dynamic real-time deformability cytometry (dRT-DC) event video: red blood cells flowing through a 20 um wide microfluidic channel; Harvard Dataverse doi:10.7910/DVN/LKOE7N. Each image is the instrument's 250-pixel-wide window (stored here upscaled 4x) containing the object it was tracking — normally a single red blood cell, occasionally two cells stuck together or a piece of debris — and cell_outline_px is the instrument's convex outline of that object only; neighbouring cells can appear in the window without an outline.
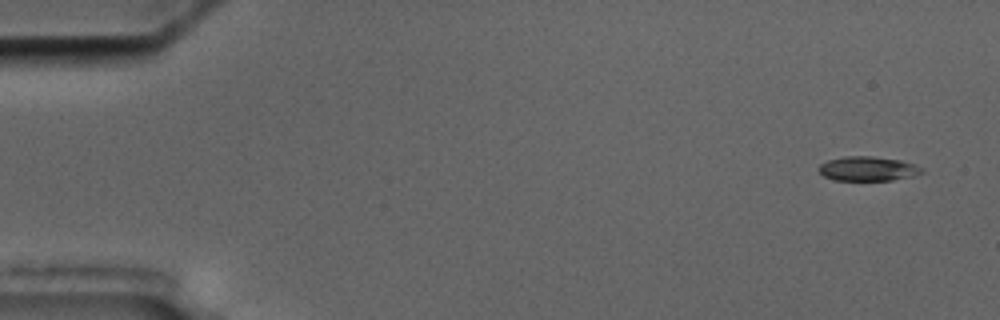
{"species": "common noctule bat (a hibernating species)", "species_latin": "Nyctalus noctula", "temperature_condition": "cold", "stored_images_in_passage": 5, "camera_frame_rate_fps": 3000, "um_per_image_px": 0.085, "animal": {"sex": "male", "body_mass_g": 17.5, "forearm_length_mm": 52.3}, "frame": {"image": 1, "passage_image": 1, "time_ms": 0.0, "image_size_px": [1000, 320], "cell_outline_px": [[924, 172], [912, 176], [892, 180], [836, 180], [824, 176], [816, 168], [820, 164], [828, 160], [844, 156], [872, 156], [900, 160], [924, 168]], "centroid_in_image_um": [73.75, 14.33], "position_along_channel_um": 11.3, "area_um2": 14.62}}
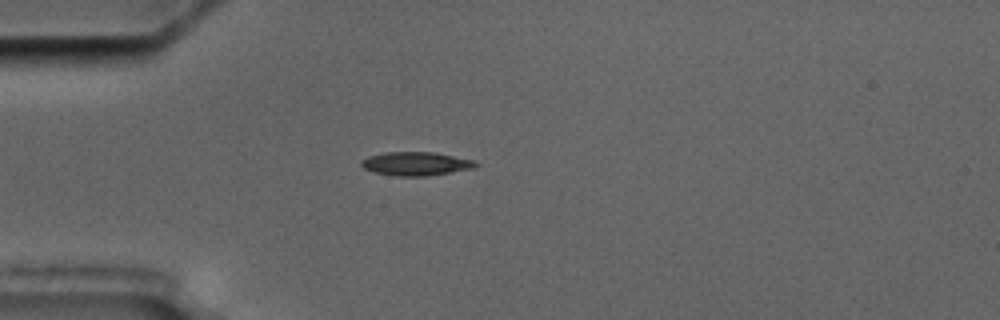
{"frame": {"image": 2, "passage_image": 5, "time_ms": 4.333, "image_size_px": [1000, 320], "cell_outline_px": [[480, 164], [476, 168], [428, 176], [396, 176], [376, 172], [364, 168], [360, 164], [360, 160], [368, 156], [384, 152], [432, 152], [476, 160]], "centroid_in_image_um": [35.39, 13.91], "position_along_channel_um": 49.6, "area_um2": 15.9}}